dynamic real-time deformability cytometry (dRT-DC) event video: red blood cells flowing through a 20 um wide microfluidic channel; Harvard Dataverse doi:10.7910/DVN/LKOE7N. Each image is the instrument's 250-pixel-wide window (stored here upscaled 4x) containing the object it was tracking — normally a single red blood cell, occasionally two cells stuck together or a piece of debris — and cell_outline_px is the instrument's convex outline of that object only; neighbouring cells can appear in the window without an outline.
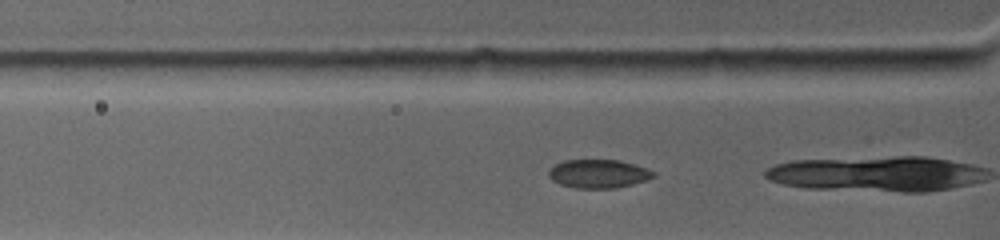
{"species": "common noctule bat (a hibernating species)", "species_latin": "Nyctalus noctula", "temperature_condition": "warm", "stored_images_in_passage": 10, "camera_frame_rate_fps": 4500, "um_per_image_px": 0.085, "animal": {"sex": "female", "body_mass_g": 19.0, "forearm_length_mm": 53.3}, "frame": {"image": 1, "passage_image": 4, "time_ms": 0.667, "image_size_px": [1000, 240], "cell_outline_px": [[656, 176], [632, 184], [616, 188], [576, 188], [560, 184], [552, 180], [548, 176], [548, 172], [556, 164], [568, 160], [616, 160], [632, 164], [656, 172]], "centroid_in_image_um": [50.86, 14.78], "position_along_channel_um": 74.9, "area_um2": 17.11}}
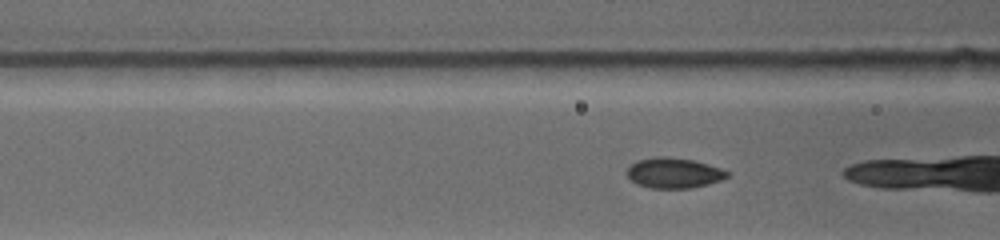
{"frame": {"image": 2, "passage_image": 7, "time_ms": 1.556, "image_size_px": [1000, 240], "cell_outline_px": [[732, 172], [728, 176], [720, 180], [708, 184], [692, 188], [648, 188], [636, 184], [628, 176], [628, 168], [632, 164], [640, 160], [692, 160], [720, 168]], "centroid_in_image_um": [57.34, 14.77], "position_along_channel_um": 109.3, "area_um2": 16.7}}